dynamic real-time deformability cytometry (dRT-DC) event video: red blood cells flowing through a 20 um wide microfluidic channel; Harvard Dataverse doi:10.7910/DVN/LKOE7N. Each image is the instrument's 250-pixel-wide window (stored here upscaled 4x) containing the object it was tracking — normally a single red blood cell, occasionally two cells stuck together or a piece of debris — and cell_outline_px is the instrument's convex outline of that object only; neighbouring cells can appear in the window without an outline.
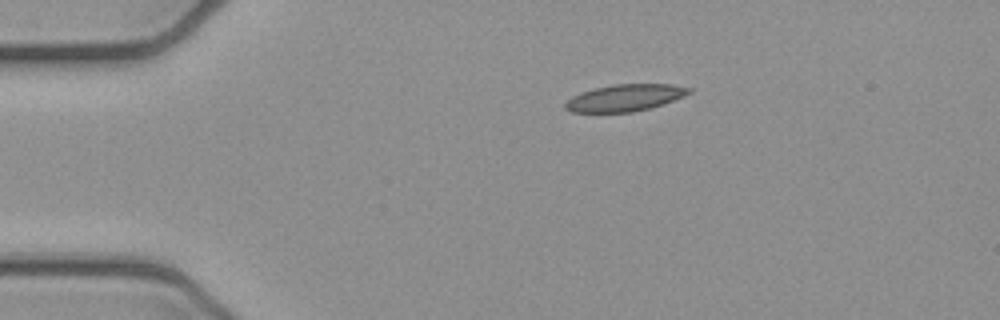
{"species": "common noctule bat (a hibernating species)", "species_latin": "Nyctalus noctula", "temperature_condition": "cold", "stored_images_in_passage": 3, "camera_frame_rate_fps": 3000, "um_per_image_px": 0.085, "animal": {"sex": "female", "body_mass_g": 21.9}, "frame": {"image": 1, "passage_image": 1, "time_ms": 0.0, "image_size_px": [1000, 320], "cell_outline_px": [[692, 92], [684, 96], [648, 108], [632, 112], [572, 112], [564, 108], [564, 104], [572, 96], [580, 92], [612, 84], [672, 84], [692, 88]], "centroid_in_image_um": [53.1, 8.3], "position_along_channel_um": 31.9, "area_um2": 19.19}}
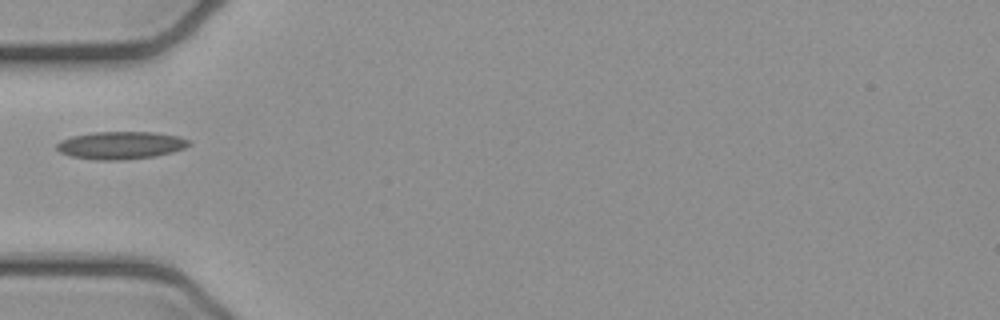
{"frame": {"image": 2, "passage_image": 3, "time_ms": 0.667, "image_size_px": [1000, 320], "cell_outline_px": [[192, 144], [184, 148], [172, 152], [156, 156], [120, 160], [96, 160], [72, 156], [60, 152], [56, 148], [56, 144], [60, 140], [72, 136], [92, 132], [152, 132], [180, 136], [188, 140]], "centroid_in_image_um": [10.26, 12.34], "position_along_channel_um": 74.7, "area_um2": 21.33}}